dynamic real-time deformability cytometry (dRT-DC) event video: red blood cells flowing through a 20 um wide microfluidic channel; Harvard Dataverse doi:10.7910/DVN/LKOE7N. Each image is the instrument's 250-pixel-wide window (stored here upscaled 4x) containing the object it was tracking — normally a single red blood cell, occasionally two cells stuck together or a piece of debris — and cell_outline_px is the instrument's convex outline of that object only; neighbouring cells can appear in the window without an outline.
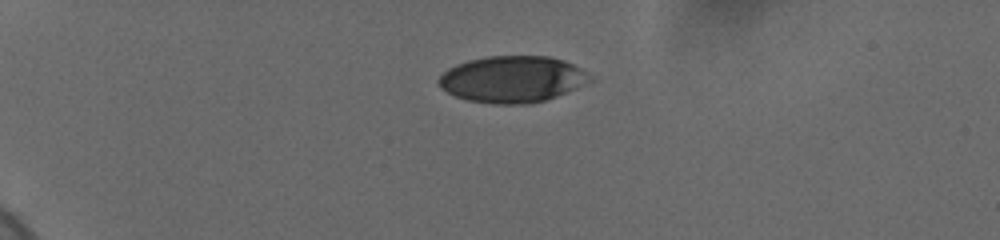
{"species": "human", "species_latin": "Homo sapiens", "temperature_condition": "cold", "stored_images_in_passage": 39, "camera_frame_rate_fps": 3000, "um_per_image_px": 0.085, "donor": {"sex": "female"}, "frame": {"image": 1, "passage_image": 1, "time_ms": 0.0, "image_size_px": [1000, 240], "cell_outline_px": [[592, 80], [576, 88], [556, 96], [544, 100], [528, 104], [492, 104], [468, 100], [456, 96], [440, 88], [436, 80], [448, 68], [456, 64], [468, 60], [488, 56], [548, 56], [564, 60], [588, 72], [592, 76]], "centroid_in_image_um": [43.53, 6.73], "position_along_channel_um": 41.5, "area_um2": 41.04}}
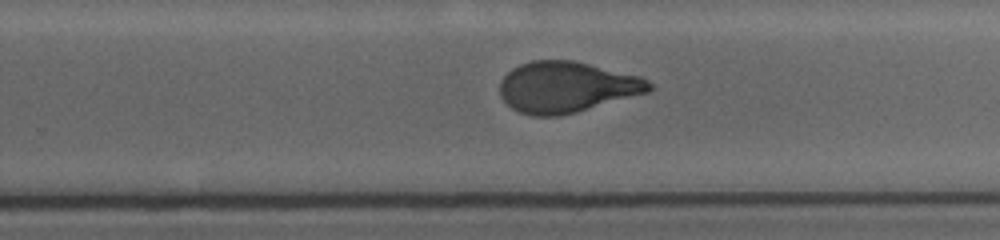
{"frame": {"image": 2, "passage_image": 18, "time_ms": 8.333, "image_size_px": [1000, 240], "cell_outline_px": [[652, 88], [648, 92], [576, 112], [556, 116], [532, 116], [520, 112], [512, 108], [500, 96], [500, 80], [512, 68], [520, 64], [532, 60], [572, 60], [640, 76], [648, 80], [652, 84]], "centroid_in_image_um": [48.14, 7.4], "position_along_channel_um": 281.7, "area_um2": 44.1}}
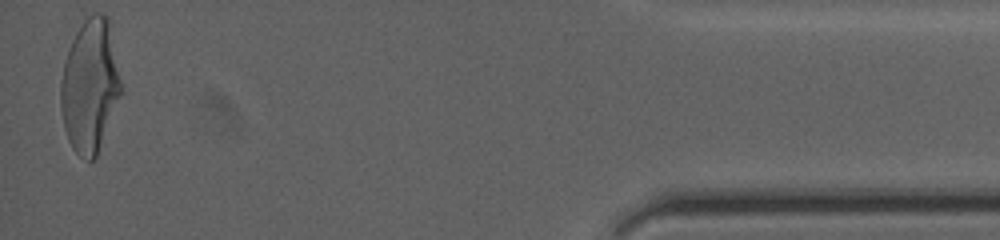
{"frame": {"image": 3, "passage_image": 39, "time_ms": 14.0, "image_size_px": [1000, 240], "cell_outline_px": [[120, 92], [96, 156], [92, 160], [88, 160], [80, 156], [72, 148], [68, 140], [64, 128], [60, 108], [60, 80], [68, 48], [76, 32], [84, 20], [92, 12], [104, 12], [108, 16], [120, 80]], "centroid_in_image_um": [7.6, 7.25], "position_along_channel_um": 427.6, "area_um2": 46.01}, "authors_computed_cell_mechanics": {"area_um2": 44.6794, "velocity_mm_per_s": 3.6743, "shape_relaxation_time_tau1_ms": 4.0658, "shape_relaxation_time_tau2_ms": 0.8426, "deformation_change_tau1": 0.1662, "deformation_change_tau2": 0.051}}